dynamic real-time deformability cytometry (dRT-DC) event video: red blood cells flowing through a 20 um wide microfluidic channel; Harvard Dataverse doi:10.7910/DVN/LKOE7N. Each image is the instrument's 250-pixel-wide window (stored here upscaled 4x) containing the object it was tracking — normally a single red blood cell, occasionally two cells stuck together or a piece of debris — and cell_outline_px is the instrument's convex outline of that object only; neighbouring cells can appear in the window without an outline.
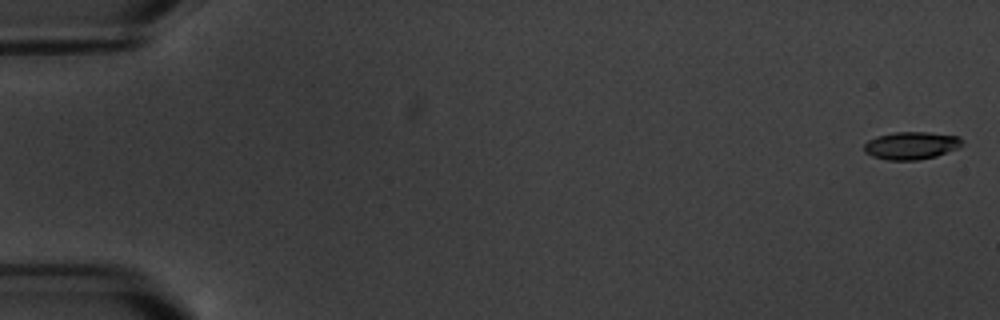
{"species": "common noctule bat (a hibernating species)", "species_latin": "Nyctalus noctula", "temperature_condition": "warm", "stored_images_in_passage": 6, "segment_of_instrument_passage": [1, 2], "camera_frame_rate_fps": 3000, "um_per_image_px": 0.085, "animal": {"sex": "male", "body_mass_g": 20.1, "forearm_length_mm": 53.5}, "frame": {"image": 1, "passage_image": 1, "time_ms": 0.0, "image_size_px": [1000, 320], "cell_outline_px": [[964, 144], [960, 148], [936, 156], [916, 160], [888, 160], [872, 156], [864, 152], [864, 144], [868, 140], [876, 136], [896, 132], [928, 132], [960, 136], [964, 140]], "centroid_in_image_um": [77.5, 12.36], "position_along_channel_um": 7.5, "area_um2": 16.01}}
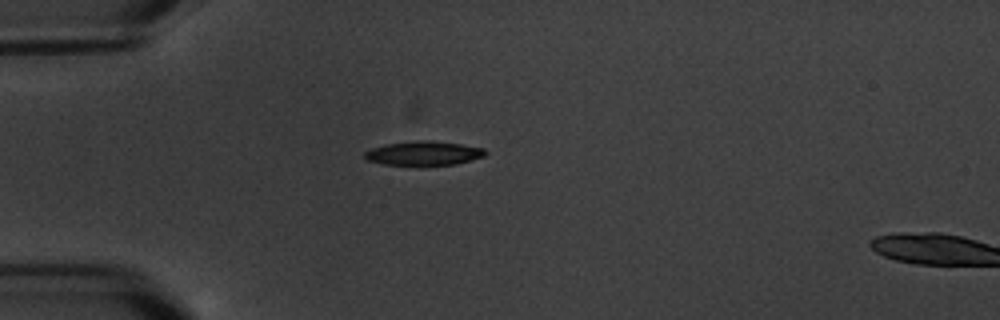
{"frame": {"image": 2, "passage_image": 5, "time_ms": 5.333, "image_size_px": [1000, 320], "cell_outline_px": [[488, 152], [484, 156], [472, 160], [456, 164], [384, 164], [368, 160], [364, 156], [364, 152], [372, 148], [388, 144], [416, 140], [432, 140], [460, 144], [484, 148]], "centroid_in_image_um": [36.05, 13.01], "position_along_channel_um": 48.9, "area_um2": 16.65}}